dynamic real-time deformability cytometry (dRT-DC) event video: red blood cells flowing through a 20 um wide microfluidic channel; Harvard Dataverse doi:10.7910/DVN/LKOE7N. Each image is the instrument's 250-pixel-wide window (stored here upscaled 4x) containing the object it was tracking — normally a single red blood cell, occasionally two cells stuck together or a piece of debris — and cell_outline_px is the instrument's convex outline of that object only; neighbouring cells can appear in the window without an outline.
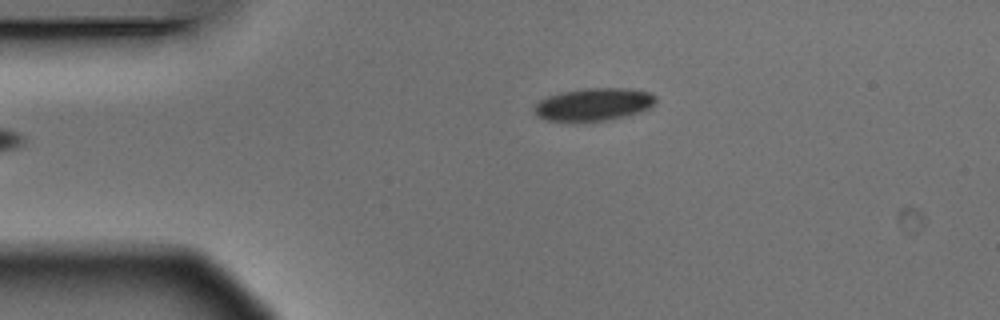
{"species": "Egyptian fruit bat (a non-hibernating species)", "species_latin": "Rousettus aegyptiacus", "temperature_condition": "warm", "stored_images_in_passage": 2, "camera_frame_rate_fps": 3000, "um_per_image_px": 0.085, "animal": {"sex": "male"}, "frame": {"image": 1, "passage_image": 2, "time_ms": 0.333, "image_size_px": [1000, 320], "cell_outline_px": [[656, 100], [648, 108], [624, 116], [608, 120], [572, 124], [548, 120], [536, 116], [532, 112], [532, 108], [540, 100], [548, 96], [560, 92], [584, 88], [628, 88], [648, 92], [656, 96]], "centroid_in_image_um": [50.36, 8.9], "position_along_channel_um": 34.6, "area_um2": 23.64}}